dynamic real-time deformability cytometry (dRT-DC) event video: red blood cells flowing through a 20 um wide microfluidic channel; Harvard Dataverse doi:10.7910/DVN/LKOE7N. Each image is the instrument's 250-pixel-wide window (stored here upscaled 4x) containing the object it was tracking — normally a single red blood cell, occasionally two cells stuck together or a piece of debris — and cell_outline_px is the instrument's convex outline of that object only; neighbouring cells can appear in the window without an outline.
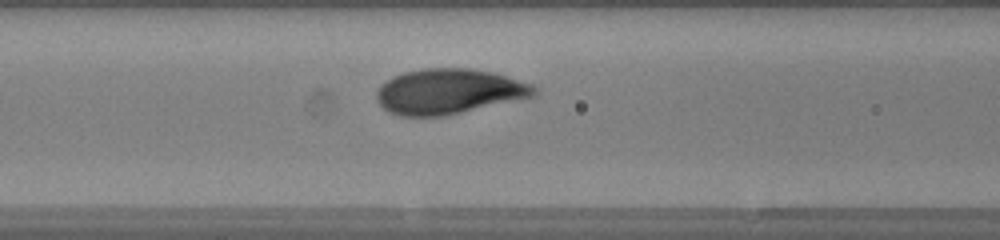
{"species": "human", "species_latin": "Homo sapiens", "temperature_condition": "warm", "stored_images_in_passage": 32, "camera_frame_rate_fps": 3000, "um_per_image_px": 0.085, "donor": {"sex": "female"}, "frame": {"image": 1, "passage_image": 12, "time_ms": 3.667, "image_size_px": [1000, 240], "cell_outline_px": [[540, 92], [536, 96], [444, 116], [400, 116], [388, 112], [376, 100], [376, 92], [392, 76], [404, 72], [424, 68], [468, 68], [492, 72], [532, 84]], "centroid_in_image_um": [38.17, 7.78], "position_along_channel_um": 128.4, "area_um2": 41.5}}
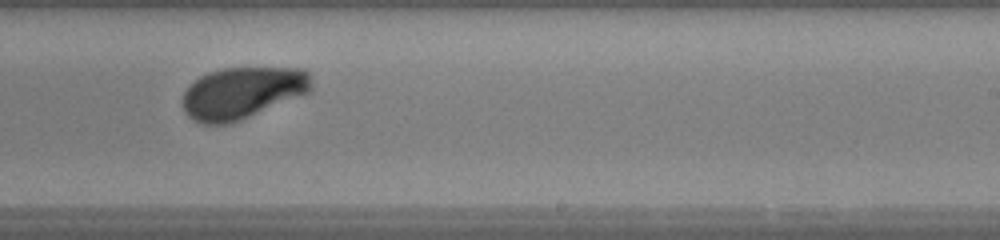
{"frame": {"image": 2, "passage_image": 22, "time_ms": 7.0, "image_size_px": [1000, 240], "cell_outline_px": [[312, 92], [232, 124], [200, 124], [192, 120], [184, 112], [184, 92], [200, 76], [208, 72], [220, 68], [304, 68], [308, 72], [312, 84]], "centroid_in_image_um": [20.64, 7.91], "position_along_channel_um": 268.4, "area_um2": 39.25}}
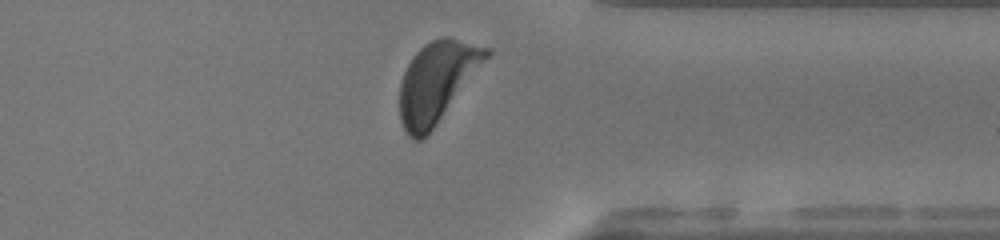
{"frame": {"image": 3, "passage_image": 30, "time_ms": 9.667, "image_size_px": [1000, 240], "cell_outline_px": [[492, 52], [436, 124], [420, 140], [412, 140], [404, 132], [400, 120], [400, 84], [404, 72], [412, 56], [424, 44], [432, 40], [444, 36], [452, 36], [492, 48]], "centroid_in_image_um": [37.13, 6.91], "position_along_channel_um": 374.3, "area_um2": 40.23}, "authors_computed_cell_mechanics": {"area_um2": 40.0554, "velocity_mm_per_s": 4.2071, "shape_relaxation_time_tau1_ms": 2.2971, "shape_relaxation_time_tau2_ms": null, "deformation_change_tau1": 0.158, "deformation_change_tau2": null}}